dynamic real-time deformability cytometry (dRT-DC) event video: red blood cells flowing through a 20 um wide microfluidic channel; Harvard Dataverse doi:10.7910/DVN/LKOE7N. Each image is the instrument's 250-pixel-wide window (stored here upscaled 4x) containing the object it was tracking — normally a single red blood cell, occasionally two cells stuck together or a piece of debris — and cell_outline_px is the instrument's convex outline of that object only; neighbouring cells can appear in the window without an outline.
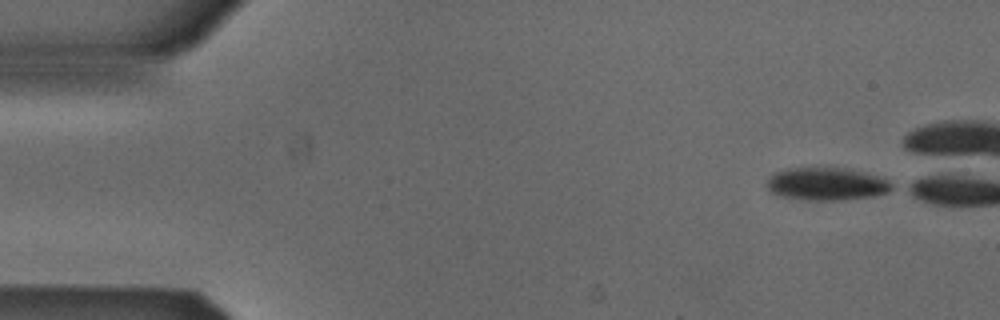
{"species": "Egyptian fruit bat (a non-hibernating species)", "species_latin": "Rousettus aegyptiacus", "temperature_condition": "cold", "stored_images_in_passage": 8, "camera_frame_rate_fps": 3000, "um_per_image_px": 0.085, "animal": {"sex": "male"}, "frame": {"image": 1, "passage_image": 1, "time_ms": 0.0, "image_size_px": [1000, 320], "cell_outline_px": [[896, 188], [888, 192], [872, 196], [844, 200], [812, 200], [776, 196], [768, 192], [764, 184], [772, 172], [788, 168], [844, 168], [884, 176], [896, 184]], "centroid_in_image_um": [70.27, 15.63], "position_along_channel_um": 14.7, "area_um2": 24.62}}